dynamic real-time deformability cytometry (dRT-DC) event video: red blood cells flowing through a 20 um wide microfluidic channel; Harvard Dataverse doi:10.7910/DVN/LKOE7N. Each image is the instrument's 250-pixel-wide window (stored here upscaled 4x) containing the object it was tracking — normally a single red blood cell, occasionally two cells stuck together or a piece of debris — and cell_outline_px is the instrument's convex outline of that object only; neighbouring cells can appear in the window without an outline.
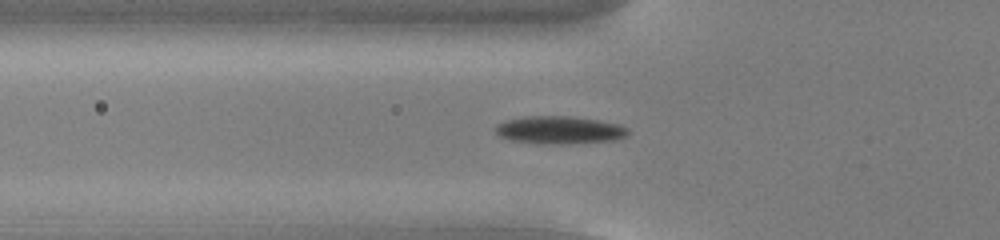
{"species": "common noctule bat (a hibernating species)", "species_latin": "Nyctalus noctula", "temperature_condition": "cold", "stored_images_in_passage": 38, "camera_frame_rate_fps": 3000, "um_per_image_px": 0.085, "animal": {"sex": "male", "body_mass_g": 13.0, "forearm_length_mm": 53.1}, "frame": {"image": 1, "passage_image": 6, "time_ms": 1.667, "image_size_px": [1000, 240], "cell_outline_px": [[628, 132], [624, 136], [616, 140], [560, 144], [512, 140], [500, 136], [492, 128], [496, 124], [504, 120], [524, 116], [572, 116], [600, 120], [620, 124], [628, 128]], "centroid_in_image_um": [47.54, 11.02], "position_along_channel_um": 78.3, "area_um2": 21.39}}
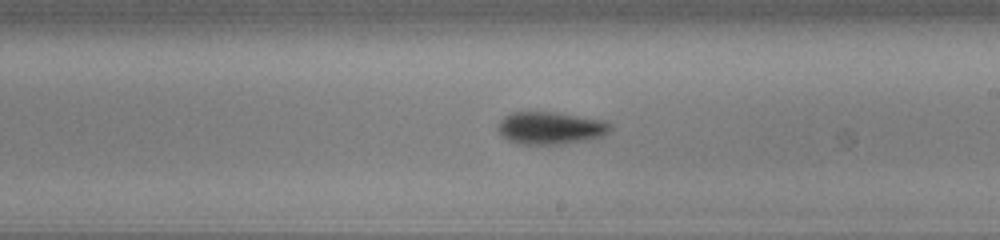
{"frame": {"image": 2, "passage_image": 19, "time_ms": 6.0, "image_size_px": [1000, 240], "cell_outline_px": [[612, 128], [604, 136], [588, 140], [560, 144], [520, 144], [508, 140], [496, 128], [500, 120], [504, 116], [512, 112], [552, 112], [604, 120], [612, 124]], "centroid_in_image_um": [46.81, 10.88], "position_along_channel_um": 242.2, "area_um2": 21.27}}
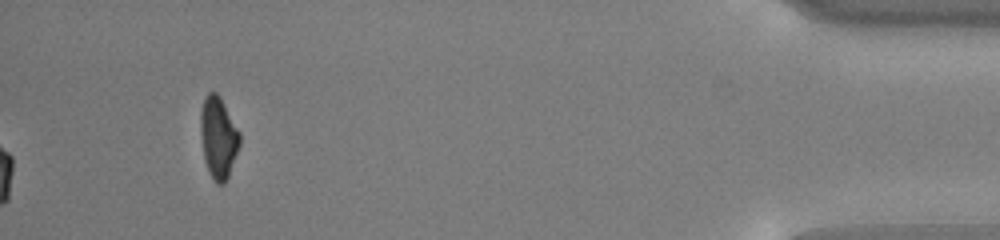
{"frame": {"image": 3, "passage_image": 38, "time_ms": 12.333, "image_size_px": [1000, 240], "cell_outline_px": [[240, 144], [228, 176], [224, 184], [216, 184], [208, 172], [204, 160], [200, 136], [200, 112], [204, 96], [208, 92], [216, 92], [220, 96], [240, 132]], "centroid_in_image_um": [18.54, 11.68], "position_along_channel_um": 416.7, "area_um2": 18.84}, "authors_computed_cell_mechanics": {"area_um2": 19.9988, "velocity_mm_per_s": 3.7742, "shape_relaxation_time_tau1_ms": 2.2602, "shape_relaxation_time_tau2_ms": null, "deformation_change_tau1": 0.1297, "deformation_change_tau2": null}}